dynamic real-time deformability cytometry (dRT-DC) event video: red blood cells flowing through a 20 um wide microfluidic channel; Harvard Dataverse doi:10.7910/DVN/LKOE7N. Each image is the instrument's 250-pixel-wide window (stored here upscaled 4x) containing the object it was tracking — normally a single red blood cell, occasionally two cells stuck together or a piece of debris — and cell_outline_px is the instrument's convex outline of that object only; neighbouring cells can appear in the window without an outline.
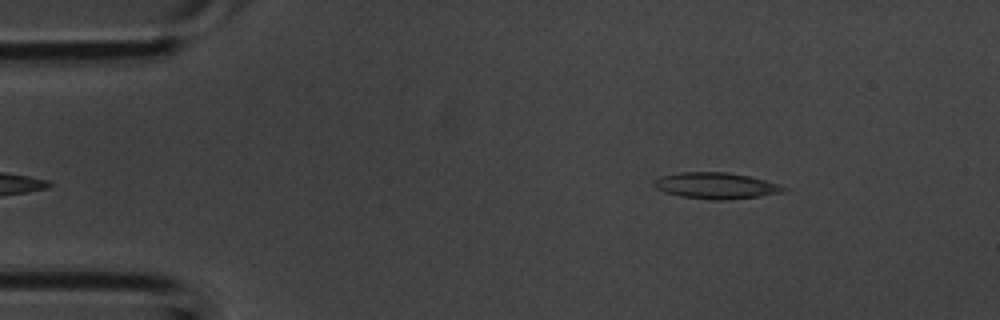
{"species": "common noctule bat (a hibernating species)", "species_latin": "Nyctalus noctula", "temperature_condition": "room temperature", "stored_images_in_passage": 4, "camera_frame_rate_fps": 3000, "um_per_image_px": 0.085, "animal": {"sex": "male", "body_mass_g": 20.1, "forearm_length_mm": 53.5}, "frame": {"image": 1, "passage_image": 4, "time_ms": 1.0, "image_size_px": [1000, 320], "cell_outline_px": [[788, 188], [784, 192], [760, 196], [728, 200], [712, 200], [680, 196], [664, 192], [656, 188], [652, 184], [652, 180], [660, 176], [680, 172], [728, 172], [748, 176], [780, 184]], "centroid_in_image_um": [60.84, 15.78], "position_along_channel_um": 24.2, "area_um2": 20.0}}